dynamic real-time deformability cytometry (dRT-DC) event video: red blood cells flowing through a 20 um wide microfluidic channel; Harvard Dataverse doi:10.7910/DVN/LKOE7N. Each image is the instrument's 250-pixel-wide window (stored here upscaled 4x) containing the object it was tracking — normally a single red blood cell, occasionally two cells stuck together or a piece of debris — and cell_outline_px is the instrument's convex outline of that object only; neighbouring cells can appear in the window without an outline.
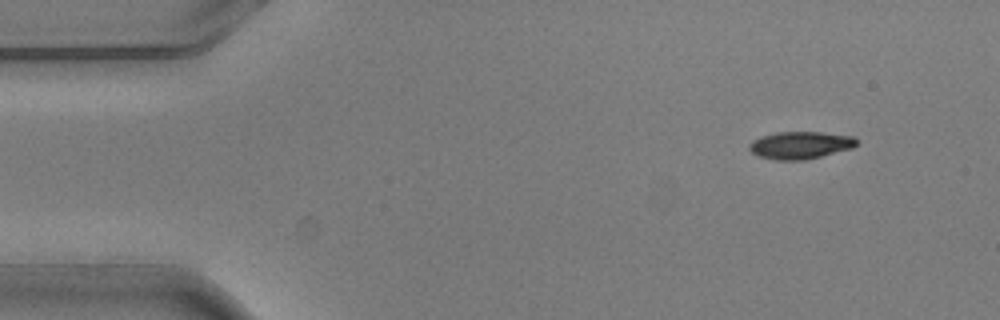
{"species": "common noctule bat (a hibernating species)", "species_latin": "Nyctalus noctula", "temperature_condition": "warm", "stored_images_in_passage": 5, "camera_frame_rate_fps": 3000, "um_per_image_px": 0.085, "animal": {"sex": "male", "body_mass_g": 20.5, "forearm_length_mm": 52.5}, "frame": {"image": 1, "passage_image": 1, "time_ms": 0.0, "image_size_px": [1000, 320], "cell_outline_px": [[856, 144], [852, 148], [804, 160], [776, 160], [760, 156], [752, 152], [748, 148], [748, 144], [752, 140], [760, 136], [776, 132], [820, 132], [852, 136], [856, 140]], "centroid_in_image_um": [67.97, 12.33], "position_along_channel_um": 17.0, "area_um2": 16.99}}
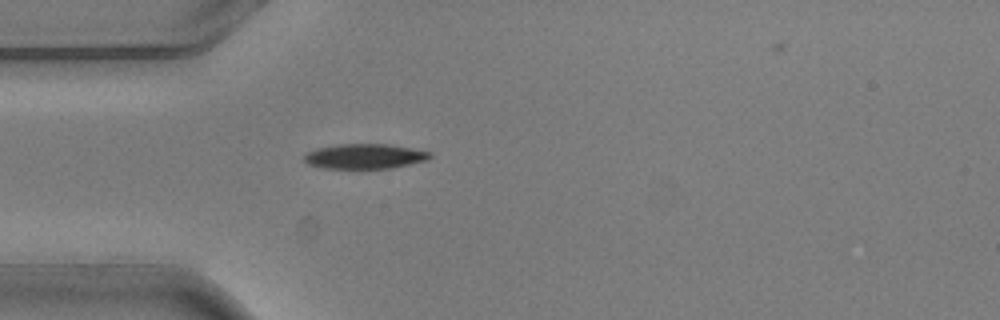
{"frame": {"image": 2, "passage_image": 4, "time_ms": 1.0, "image_size_px": [1000, 320], "cell_outline_px": [[432, 156], [428, 160], [392, 168], [324, 168], [308, 164], [304, 160], [304, 156], [308, 152], [316, 148], [336, 144], [388, 144], [432, 152]], "centroid_in_image_um": [31.02, 13.28], "position_along_channel_um": 54.0, "area_um2": 18.26}}